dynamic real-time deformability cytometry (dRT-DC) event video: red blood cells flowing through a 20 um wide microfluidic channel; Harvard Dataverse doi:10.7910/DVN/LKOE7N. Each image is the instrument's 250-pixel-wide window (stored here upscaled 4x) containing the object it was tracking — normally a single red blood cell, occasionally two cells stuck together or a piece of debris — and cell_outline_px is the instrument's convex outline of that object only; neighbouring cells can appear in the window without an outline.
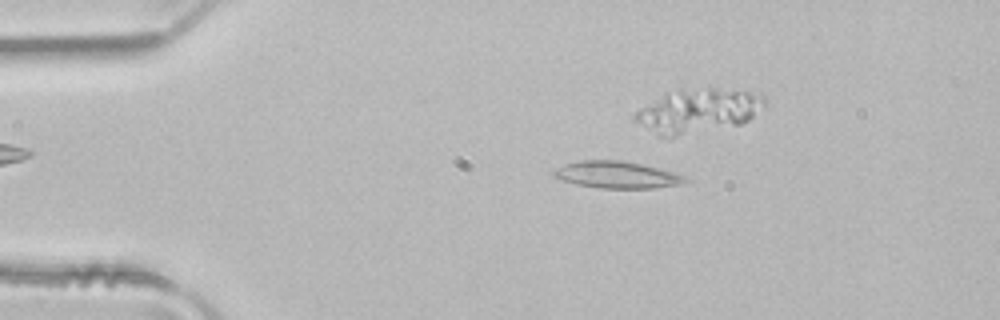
{"species": "common noctule bat (a hibernating species)", "species_latin": "Nyctalus noctula", "temperature_condition": "room temperature", "stored_images_in_passage": 5, "camera_frame_rate_fps": 3000, "um_per_image_px": 0.085, "animal": {"sex": "male", "body_mass_g": 21.5, "forearm_length_mm": 52.0}, "frame": {"image": 1, "passage_image": 4, "time_ms": 1.0, "image_size_px": [1000, 320], "cell_outline_px": [[692, 180], [684, 184], [656, 188], [600, 188], [576, 184], [552, 176], [552, 172], [556, 168], [564, 164], [580, 160], [620, 160], [640, 164], [672, 172], [684, 176]], "centroid_in_image_um": [52.45, 14.86], "position_along_channel_um": 32.6, "area_um2": 20.58}}